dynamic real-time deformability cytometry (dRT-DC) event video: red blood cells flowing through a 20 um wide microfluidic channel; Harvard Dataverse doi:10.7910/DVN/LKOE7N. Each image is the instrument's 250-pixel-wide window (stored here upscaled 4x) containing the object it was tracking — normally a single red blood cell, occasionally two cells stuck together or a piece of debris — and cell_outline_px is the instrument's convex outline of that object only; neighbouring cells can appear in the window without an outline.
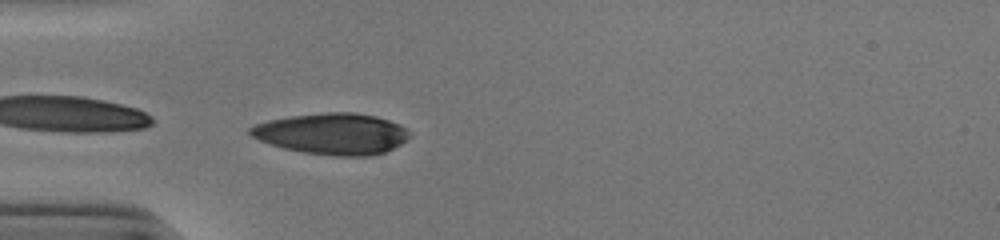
{"species": "human", "species_latin": "Homo sapiens", "temperature_condition": "cold", "stored_images_in_passage": 38, "camera_frame_rate_fps": 3000, "um_per_image_px": 0.085, "donor": {"sex": "male"}, "frame": {"image": 1, "passage_image": 1, "time_ms": 0.0, "image_size_px": [1000, 240], "cell_outline_px": [[412, 136], [400, 144], [384, 152], [372, 156], [336, 156], [304, 152], [284, 148], [268, 144], [252, 136], [248, 132], [248, 128], [256, 124], [268, 120], [292, 116], [324, 112], [356, 112], [376, 116], [400, 124], [412, 132]], "centroid_in_image_um": [28.27, 11.36], "position_along_channel_um": 56.7, "area_um2": 38.44}}
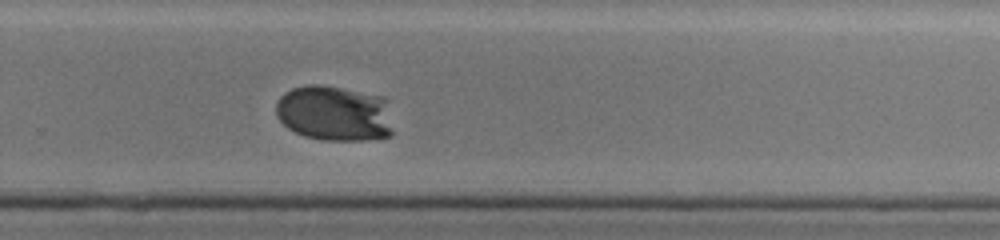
{"frame": {"image": 2, "passage_image": 21, "time_ms": 6.667, "image_size_px": [1000, 240], "cell_outline_px": [[392, 136], [368, 140], [324, 140], [304, 136], [288, 128], [276, 116], [276, 104], [280, 96], [284, 92], [292, 88], [308, 84], [320, 84], [384, 96], [392, 128]], "centroid_in_image_um": [28.4, 9.63], "position_along_channel_um": 301.4, "area_um2": 38.09}}
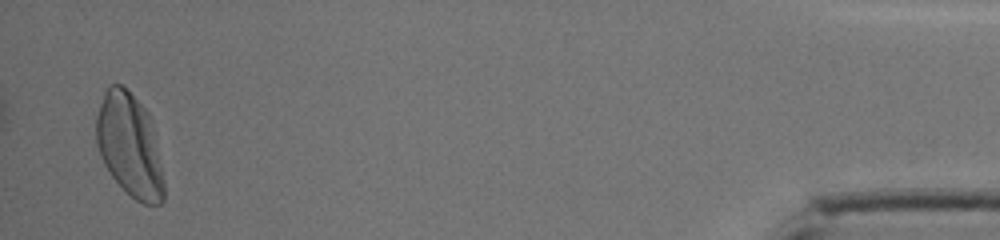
{"frame": {"image": 3, "passage_image": 37, "time_ms": 12.0, "image_size_px": [1000, 240], "cell_outline_px": [[164, 200], [160, 204], [144, 204], [136, 200], [112, 176], [104, 164], [96, 144], [96, 116], [104, 92], [112, 84], [120, 84], [148, 112], [164, 184]], "centroid_in_image_um": [10.98, 12.37], "position_along_channel_um": 424.2, "area_um2": 39.54}, "authors_computed_cell_mechanics": {"area_um2": 38.3792, "velocity_mm_per_s": 3.7801, "shape_relaxation_time_tau1_ms": 5.0359, "shape_relaxation_time_tau2_ms": null, "deformation_change_tau1": 0.2793, "deformation_change_tau2": null}}